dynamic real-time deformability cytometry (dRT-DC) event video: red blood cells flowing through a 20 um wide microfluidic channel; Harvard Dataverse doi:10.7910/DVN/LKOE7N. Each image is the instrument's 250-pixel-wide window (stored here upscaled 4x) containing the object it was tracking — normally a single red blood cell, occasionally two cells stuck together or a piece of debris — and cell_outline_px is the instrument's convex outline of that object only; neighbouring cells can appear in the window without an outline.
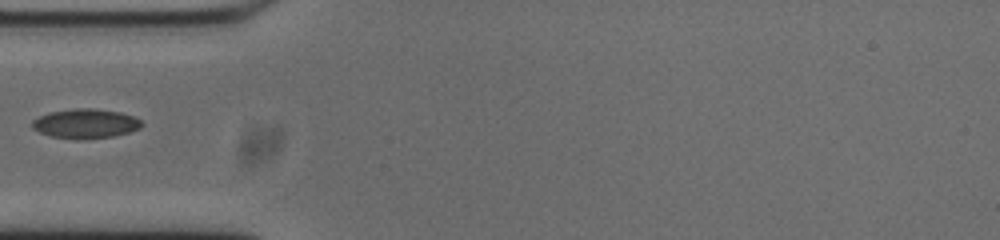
{"species": "common noctule bat (a hibernating species)", "species_latin": "Nyctalus noctula", "temperature_condition": "cold", "stored_images_in_passage": 37, "camera_frame_rate_fps": 3000, "um_per_image_px": 0.085, "animal": {"sex": "male", "body_mass_g": 20.0, "forearm_length_mm": 53.3}, "frame": {"image": 1, "passage_image": 1, "time_ms": 0.0, "image_size_px": [1000, 240], "cell_outline_px": [[144, 124], [140, 128], [128, 132], [112, 136], [80, 140], [76, 140], [52, 136], [40, 132], [32, 128], [32, 120], [48, 112], [76, 108], [92, 108], [120, 112], [132, 116], [140, 120]], "centroid_in_image_um": [7.25, 10.51], "position_along_channel_um": 77.7, "area_um2": 18.79}}